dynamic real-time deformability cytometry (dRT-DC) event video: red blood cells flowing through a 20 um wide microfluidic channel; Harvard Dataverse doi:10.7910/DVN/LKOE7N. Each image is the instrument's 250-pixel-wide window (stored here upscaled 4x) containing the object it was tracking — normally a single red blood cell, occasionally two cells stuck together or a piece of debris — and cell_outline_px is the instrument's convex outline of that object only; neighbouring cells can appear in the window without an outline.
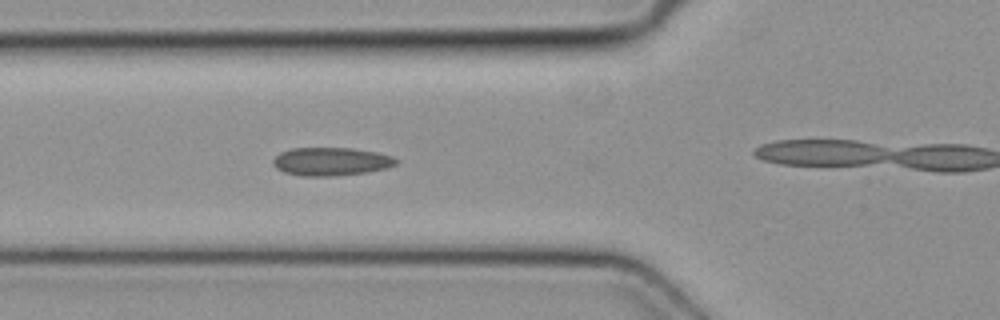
{"species": "common noctule bat (a hibernating species)", "species_latin": "Nyctalus noctula", "temperature_condition": "cold", "stored_images_in_passage": 6, "camera_frame_rate_fps": 3000, "um_per_image_px": 0.085, "animal": {"sex": "female", "body_mass_g": 19.3, "forearm_length_mm": 54.1}, "frame": {"image": 1, "passage_image": 5, "time_ms": 1.333, "image_size_px": [1000, 320], "cell_outline_px": [[400, 160], [396, 164], [388, 168], [364, 172], [336, 176], [300, 176], [284, 172], [276, 168], [272, 164], [272, 160], [280, 152], [292, 148], [352, 148], [376, 152], [392, 156]], "centroid_in_image_um": [28.13, 13.73], "position_along_channel_um": 97.7, "area_um2": 20.35}}